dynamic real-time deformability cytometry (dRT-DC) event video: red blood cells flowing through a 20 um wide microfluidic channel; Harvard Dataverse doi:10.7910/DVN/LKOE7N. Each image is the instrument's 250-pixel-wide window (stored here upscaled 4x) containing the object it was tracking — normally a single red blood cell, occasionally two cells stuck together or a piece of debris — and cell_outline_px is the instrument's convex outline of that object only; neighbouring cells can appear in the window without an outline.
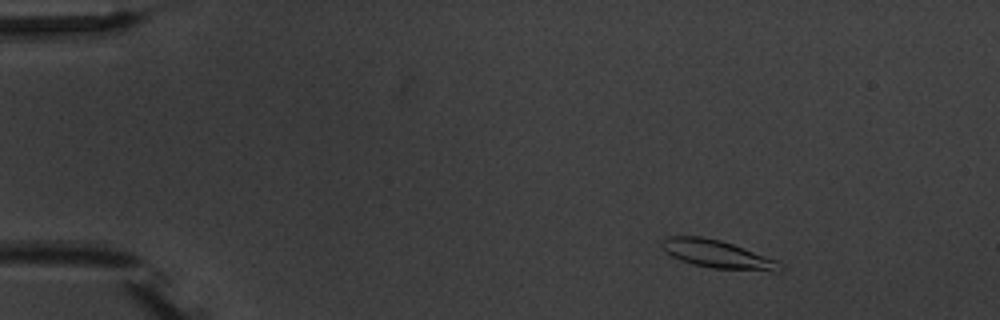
{"species": "common noctule bat (a hibernating species)", "species_latin": "Nyctalus noctula", "temperature_condition": "warm", "stored_images_in_passage": 5, "camera_frame_rate_fps": 3000, "um_per_image_px": 0.085, "animal": {"sex": "male", "body_mass_g": 20.1, "forearm_length_mm": 53.5}, "frame": {"image": 1, "passage_image": 2, "time_ms": 1.0, "image_size_px": [1000, 320], "cell_outline_px": [[784, 268], [780, 272], [772, 272], [712, 268], [692, 264], [680, 260], [672, 256], [660, 244], [668, 236], [704, 236], [720, 240], [732, 244], [776, 260], [784, 264]], "centroid_in_image_um": [61.05, 21.63], "position_along_channel_um": 24.0, "area_um2": 19.31}}